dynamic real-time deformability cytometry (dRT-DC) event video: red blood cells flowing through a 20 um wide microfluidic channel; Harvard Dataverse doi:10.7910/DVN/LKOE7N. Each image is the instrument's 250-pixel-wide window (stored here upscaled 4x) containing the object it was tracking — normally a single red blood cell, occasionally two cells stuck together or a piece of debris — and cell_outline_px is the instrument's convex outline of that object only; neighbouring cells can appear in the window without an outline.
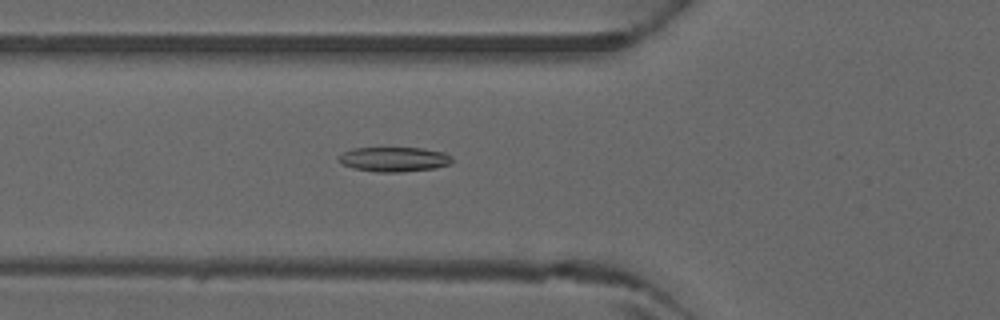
{"species": "common noctule bat (a hibernating species)", "species_latin": "Nyctalus noctula", "temperature_condition": "warm", "stored_images_in_passage": 32, "camera_frame_rate_fps": 3000, "um_per_image_px": 0.085, "animal": {"sex": "male", "forearm_length_mm": 52.5}, "frame": {"image": 1, "passage_image": 3, "time_ms": 0.667, "image_size_px": [1000, 320], "cell_outline_px": [[452, 164], [436, 168], [400, 172], [376, 172], [356, 168], [340, 164], [336, 160], [344, 152], [352, 148], [424, 148], [444, 152], [452, 156]], "centroid_in_image_um": [33.52, 13.54], "position_along_channel_um": 92.3, "area_um2": 16.42}}
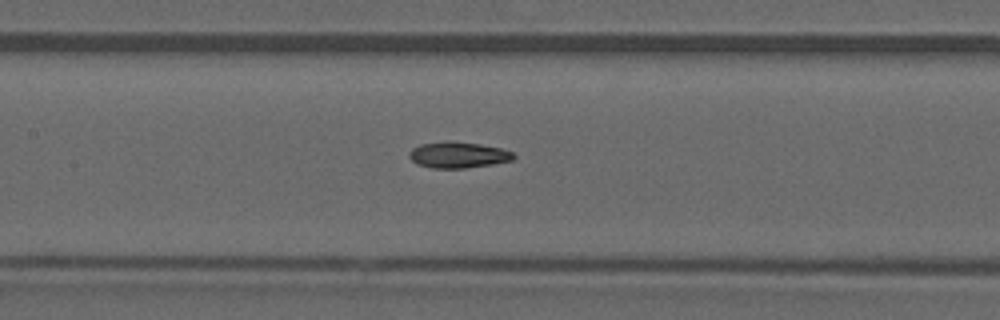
{"frame": {"image": 2, "passage_image": 8, "time_ms": 2.333, "image_size_px": [1000, 320], "cell_outline_px": [[516, 156], [512, 160], [492, 164], [464, 168], [432, 168], [416, 164], [408, 156], [412, 148], [420, 144], [480, 144], [500, 148], [512, 152]], "centroid_in_image_um": [38.95, 13.22], "position_along_channel_um": 168.4, "area_um2": 15.03}}
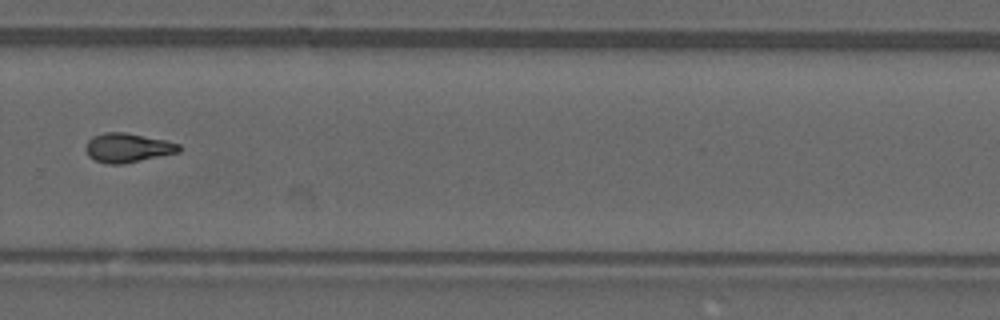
{"frame": {"image": 3, "passage_image": 18, "time_ms": 5.667, "image_size_px": [1000, 320], "cell_outline_px": [[180, 152], [124, 164], [108, 164], [96, 160], [88, 156], [84, 148], [88, 140], [92, 136], [104, 132], [124, 132], [164, 140], [180, 144]], "centroid_in_image_um": [10.82, 12.56], "position_along_channel_um": 319.0, "area_um2": 15.9}}